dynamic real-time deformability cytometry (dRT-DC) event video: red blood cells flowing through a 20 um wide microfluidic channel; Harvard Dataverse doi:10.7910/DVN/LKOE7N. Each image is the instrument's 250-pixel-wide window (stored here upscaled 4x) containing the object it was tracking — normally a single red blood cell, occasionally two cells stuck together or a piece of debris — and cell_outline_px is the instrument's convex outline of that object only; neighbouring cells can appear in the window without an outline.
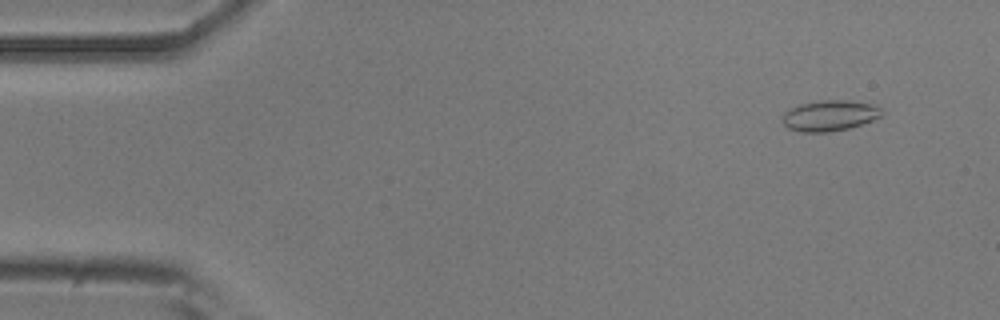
{"species": "common noctule bat (a hibernating species)", "species_latin": "Nyctalus noctula", "temperature_condition": "room temperature", "stored_images_in_passage": 49, "camera_frame_rate_fps": 3000, "um_per_image_px": 0.085, "animal": {"sex": "male", "body_mass_g": 20.5, "forearm_length_mm": 52.5}, "frame": {"image": 1, "passage_image": 2, "time_ms": 0.333, "image_size_px": [1000, 320], "cell_outline_px": [[880, 116], [872, 120], [848, 128], [828, 132], [800, 132], [788, 128], [784, 124], [784, 112], [800, 104], [820, 100], [848, 100], [872, 104], [880, 108]], "centroid_in_image_um": [70.5, 9.82], "position_along_channel_um": 14.5, "area_um2": 17.46}}
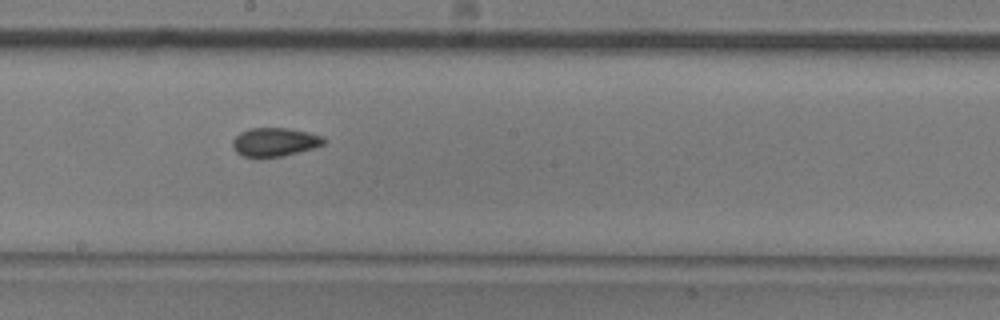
{"frame": {"image": 2, "passage_image": 26, "time_ms": 8.333, "image_size_px": [1000, 320], "cell_outline_px": [[324, 144], [312, 148], [284, 156], [244, 156], [236, 152], [232, 144], [232, 140], [240, 132], [248, 128], [288, 128], [308, 132], [324, 136]], "centroid_in_image_um": [23.35, 12.05], "position_along_channel_um": 224.9, "area_um2": 15.03}}
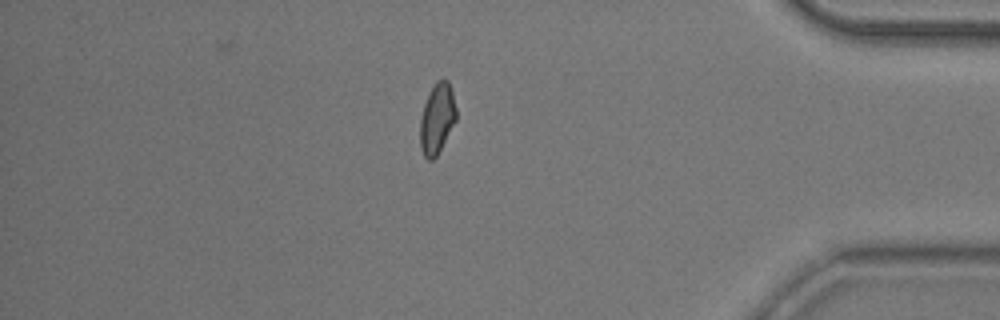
{"frame": {"image": 3, "passage_image": 42, "time_ms": 13.667, "image_size_px": [1000, 320], "cell_outline_px": [[456, 120], [436, 156], [432, 160], [428, 160], [424, 156], [420, 148], [420, 120], [424, 104], [428, 92], [436, 80], [444, 76], [448, 80], [452, 92], [456, 108]], "centroid_in_image_um": [37.14, 10.03], "position_along_channel_um": 398.1, "area_um2": 14.91}, "authors_computed_cell_mechanics": {"area_um2": 15.2014, "velocity_mm_per_s": 3.9081, "shape_relaxation_time_tau1_ms": null, "shape_relaxation_time_tau2_ms": 0.9746, "deformation_change_tau1": null, "deformation_change_tau2": 0.0342}}